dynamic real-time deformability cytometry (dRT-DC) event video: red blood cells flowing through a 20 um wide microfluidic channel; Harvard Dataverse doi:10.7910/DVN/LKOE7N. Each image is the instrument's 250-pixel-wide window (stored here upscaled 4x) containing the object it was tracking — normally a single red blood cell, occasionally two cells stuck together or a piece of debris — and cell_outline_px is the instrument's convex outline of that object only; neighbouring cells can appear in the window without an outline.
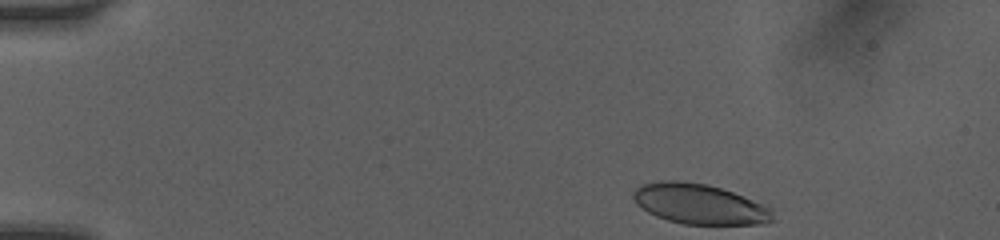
{"species": "human", "species_latin": "Homo sapiens", "temperature_condition": "room temperature", "stored_images_in_passage": 4, "camera_frame_rate_fps": 3000, "um_per_image_px": 0.085, "donor": {"sex": "female"}, "frame": {"image": 1, "passage_image": 1, "time_ms": 0.0, "image_size_px": [1000, 240], "cell_outline_px": [[776, 220], [764, 224], [684, 224], [668, 220], [656, 216], [648, 212], [636, 204], [632, 196], [632, 192], [640, 184], [664, 180], [676, 180], [708, 184], [732, 192], [764, 204], [772, 208]], "centroid_in_image_um": [59.47, 17.34], "position_along_channel_um": 25.5, "area_um2": 32.89}}